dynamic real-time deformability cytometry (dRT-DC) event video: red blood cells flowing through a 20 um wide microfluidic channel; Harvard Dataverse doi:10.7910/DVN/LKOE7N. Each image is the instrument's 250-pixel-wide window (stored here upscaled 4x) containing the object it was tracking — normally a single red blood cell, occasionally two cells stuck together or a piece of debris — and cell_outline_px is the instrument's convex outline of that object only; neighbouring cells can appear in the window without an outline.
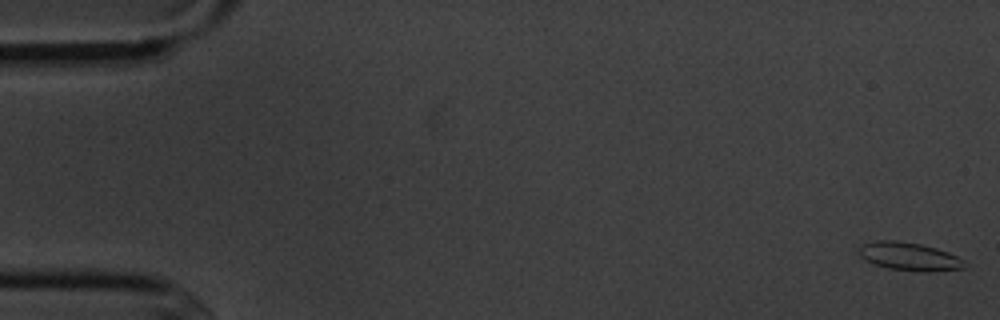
{"species": "common noctule bat (a hibernating species)", "species_latin": "Nyctalus noctula", "temperature_condition": "cold", "stored_images_in_passage": 5, "camera_frame_rate_fps": 3000, "um_per_image_px": 0.085, "animal": {"sex": "male", "body_mass_g": 20.1, "forearm_length_mm": 53.5}, "frame": {"image": 1, "passage_image": 1, "time_ms": 0.0, "image_size_px": [1000, 320], "cell_outline_px": [[968, 268], [924, 272], [888, 268], [864, 260], [860, 256], [860, 244], [876, 240], [896, 240], [920, 244], [936, 248], [948, 252], [964, 260]], "centroid_in_image_um": [77.3, 21.8], "position_along_channel_um": 7.7, "area_um2": 17.34}}